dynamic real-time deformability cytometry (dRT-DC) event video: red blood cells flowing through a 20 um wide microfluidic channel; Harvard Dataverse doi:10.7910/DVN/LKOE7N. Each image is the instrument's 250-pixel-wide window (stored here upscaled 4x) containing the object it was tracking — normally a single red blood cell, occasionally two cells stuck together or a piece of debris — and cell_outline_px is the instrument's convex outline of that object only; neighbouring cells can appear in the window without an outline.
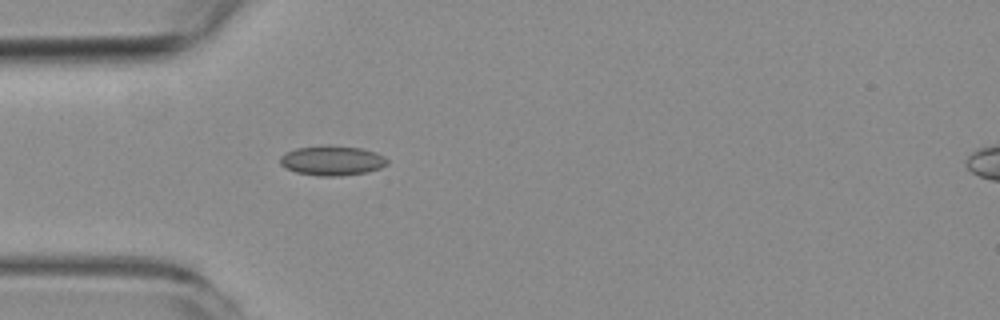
{"species": "common noctule bat (a hibernating species)", "species_latin": "Nyctalus noctula", "temperature_condition": "room temperature", "stored_images_in_passage": 4, "camera_frame_rate_fps": 3000, "um_per_image_px": 0.085, "animal": {"sex": "female", "body_mass_g": 19.3, "forearm_length_mm": 54.1}, "frame": {"image": 1, "passage_image": 4, "time_ms": 4.333, "image_size_px": [1000, 320], "cell_outline_px": [[388, 164], [380, 168], [368, 172], [340, 176], [320, 176], [296, 172], [284, 168], [280, 164], [280, 156], [284, 152], [296, 148], [360, 148], [376, 152], [384, 156], [388, 160]], "centroid_in_image_um": [28.23, 13.7], "position_along_channel_um": 56.8, "area_um2": 17.98}}